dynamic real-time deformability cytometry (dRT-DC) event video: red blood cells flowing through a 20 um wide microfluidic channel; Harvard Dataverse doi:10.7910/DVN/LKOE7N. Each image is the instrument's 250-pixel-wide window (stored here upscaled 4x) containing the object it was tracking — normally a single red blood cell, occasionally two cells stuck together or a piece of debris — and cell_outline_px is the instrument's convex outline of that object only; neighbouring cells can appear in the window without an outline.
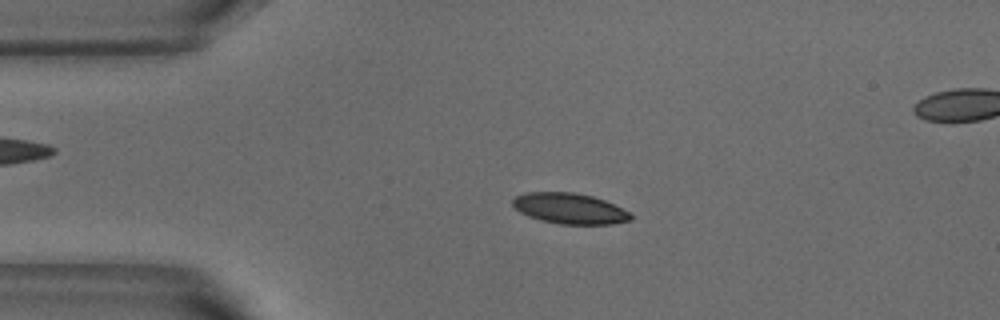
{"species": "common noctule bat (a hibernating species)", "species_latin": "Nyctalus noctula", "temperature_condition": "warm", "stored_images_in_passage": 53, "camera_frame_rate_fps": 3000, "um_per_image_px": 0.085, "animal": {"sex": "male", "body_mass_g": 18.8}, "frame": {"image": 1, "passage_image": 11, "time_ms": 3.333, "image_size_px": [1000, 320], "cell_outline_px": [[632, 220], [612, 224], [560, 224], [540, 220], [528, 216], [520, 212], [512, 204], [512, 200], [516, 196], [524, 192], [572, 192], [592, 196], [604, 200], [628, 212], [632, 216]], "centroid_in_image_um": [48.39, 17.72], "position_along_channel_um": 36.6, "area_um2": 20.98}}
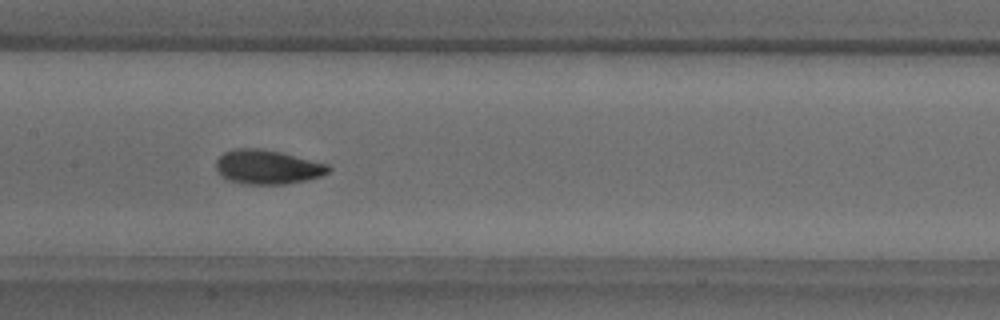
{"frame": {"image": 2, "passage_image": 25, "time_ms": 8.0, "image_size_px": [1000, 320], "cell_outline_px": [[332, 168], [328, 172], [320, 176], [304, 180], [284, 184], [244, 184], [228, 180], [216, 168], [216, 160], [224, 152], [232, 148], [260, 148], [280, 152], [328, 164]], "centroid_in_image_um": [22.72, 14.18], "position_along_channel_um": 184.7, "area_um2": 22.25}}
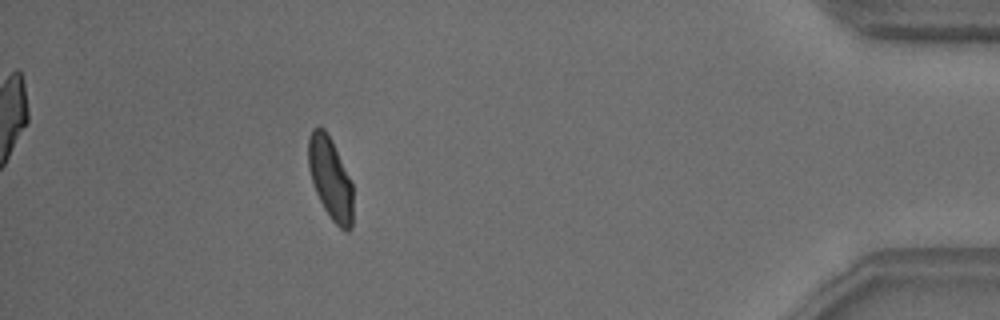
{"frame": {"image": 3, "passage_image": 47, "time_ms": 15.333, "image_size_px": [1000, 320], "cell_outline_px": [[352, 228], [348, 232], [344, 232], [332, 220], [324, 208], [316, 192], [308, 168], [308, 140], [312, 128], [324, 128], [332, 140], [352, 184]], "centroid_in_image_um": [28.08, 15.18], "position_along_channel_um": 407.1, "area_um2": 21.15}, "authors_computed_cell_mechanics": {"area_um2": 21.5594, "velocity_mm_per_s": 3.7856, "shape_relaxation_time_tau1_ms": 2.7541, "shape_relaxation_time_tau2_ms": 1.1946, "deformation_change_tau1": 0.1299, "deformation_change_tau2": 0.0559}}